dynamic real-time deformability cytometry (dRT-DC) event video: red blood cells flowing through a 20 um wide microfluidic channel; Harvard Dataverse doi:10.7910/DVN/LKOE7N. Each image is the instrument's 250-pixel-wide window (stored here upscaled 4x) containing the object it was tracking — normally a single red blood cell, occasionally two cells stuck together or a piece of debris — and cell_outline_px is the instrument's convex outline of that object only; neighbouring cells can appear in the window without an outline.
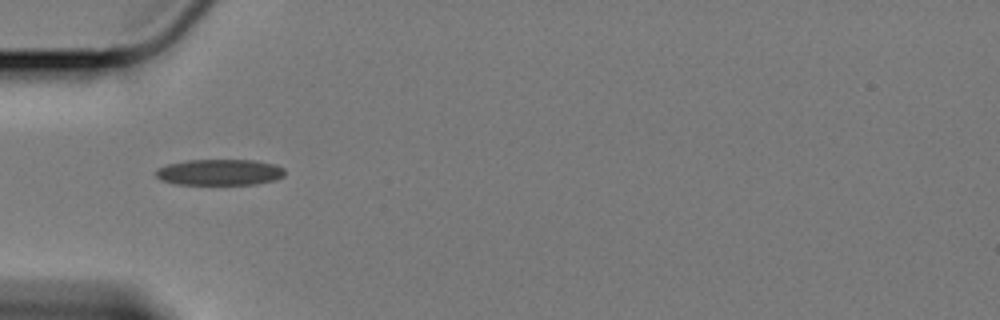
{"species": "Egyptian fruit bat (a non-hibernating species)", "species_latin": "Rousettus aegyptiacus", "temperature_condition": "cold", "stored_images_in_passage": 33, "camera_frame_rate_fps": 3000, "um_per_image_px": 0.085, "animal": {"sex": "female"}, "frame": {"image": 1, "passage_image": 1, "time_ms": 0.0, "image_size_px": [1000, 320], "cell_outline_px": [[284, 176], [276, 180], [256, 184], [176, 184], [160, 180], [156, 176], [156, 172], [160, 168], [168, 164], [188, 160], [256, 160], [276, 164], [284, 168]], "centroid_in_image_um": [18.72, 14.64], "position_along_channel_um": 66.3, "area_um2": 19.59}}
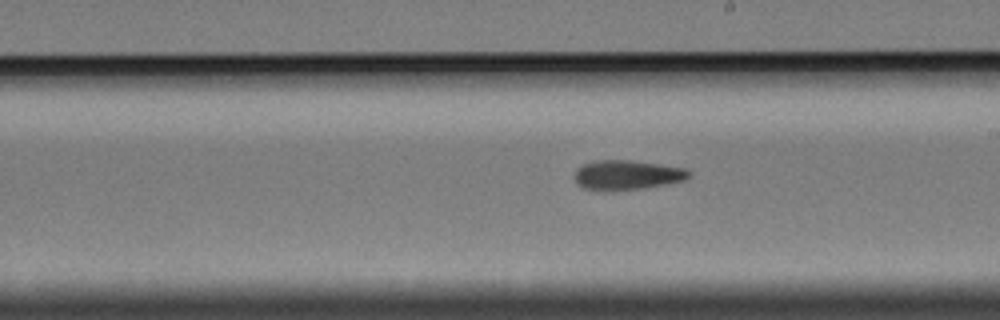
{"frame": {"image": 2, "passage_image": 16, "time_ms": 5.0, "image_size_px": [1000, 320], "cell_outline_px": [[688, 176], [684, 180], [664, 184], [640, 188], [584, 188], [576, 180], [576, 168], [584, 164], [596, 160], [628, 160], [684, 168], [688, 172]], "centroid_in_image_um": [53.29, 14.83], "position_along_channel_um": 235.7, "area_um2": 18.5}}
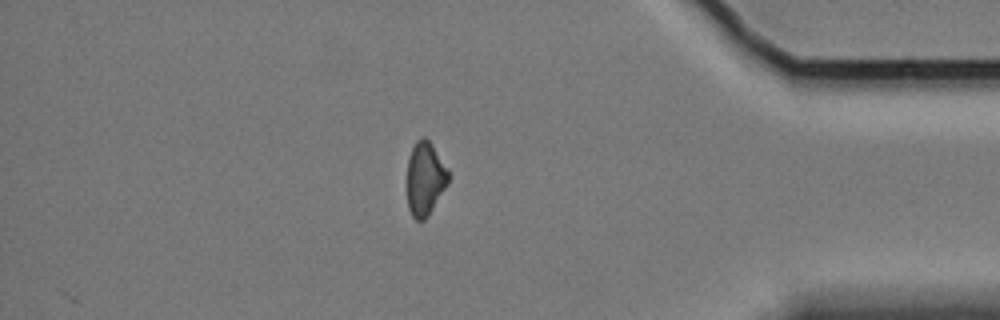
{"frame": {"image": 3, "passage_image": 33, "time_ms": 10.667, "image_size_px": [1000, 320], "cell_outline_px": [[448, 184], [428, 216], [424, 220], [416, 220], [412, 216], [408, 208], [408, 156], [416, 140], [424, 136], [432, 144], [448, 168]], "centroid_in_image_um": [36.14, 15.18], "position_along_channel_um": 399.1, "area_um2": 17.69}, "authors_computed_cell_mechanics": {"area_um2": 18.8428, "velocity_mm_per_s": 3.3996, "shape_relaxation_time_tau1_ms": null, "shape_relaxation_time_tau2_ms": 8.1158, "deformation_change_tau1": null, "deformation_change_tau2": 0.182}}